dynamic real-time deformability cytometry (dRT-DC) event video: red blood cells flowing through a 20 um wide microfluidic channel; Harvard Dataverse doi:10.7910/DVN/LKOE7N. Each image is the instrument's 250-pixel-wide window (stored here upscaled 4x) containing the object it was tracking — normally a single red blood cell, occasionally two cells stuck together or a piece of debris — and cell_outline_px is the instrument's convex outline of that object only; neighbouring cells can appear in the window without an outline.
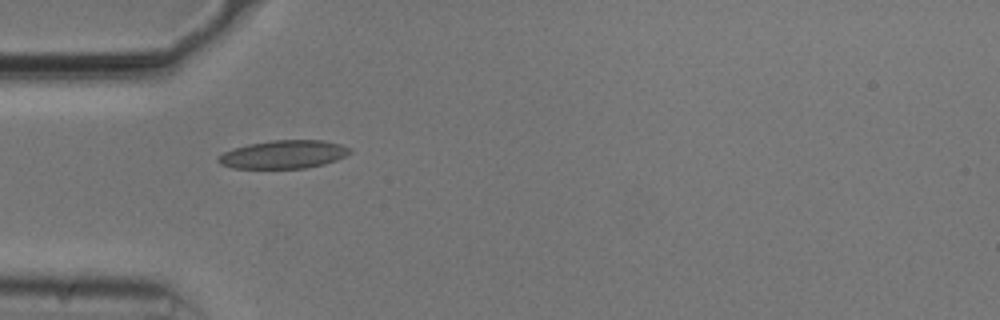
{"species": "common noctule bat (a hibernating species)", "species_latin": "Nyctalus noctula", "temperature_condition": "cold", "stored_images_in_passage": 20, "camera_frame_rate_fps": 3000, "um_per_image_px": 0.085, "animal": {"sex": "male", "body_mass_g": 20.5, "forearm_length_mm": 52.5}, "frame": {"image": 1, "passage_image": 1, "time_ms": 0.0, "image_size_px": [1000, 320], "cell_outline_px": [[352, 152], [336, 160], [324, 164], [304, 168], [232, 168], [220, 164], [216, 160], [216, 156], [232, 148], [248, 144], [272, 140], [324, 140], [340, 144], [352, 148]], "centroid_in_image_um": [24.08, 13.12], "position_along_channel_um": 60.9, "area_um2": 21.79}}
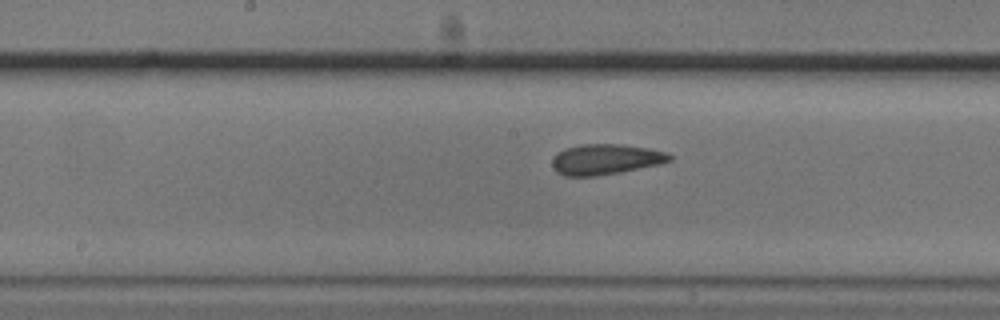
{"frame": {"image": 2, "passage_image": 12, "time_ms": 3.667, "image_size_px": [1000, 320], "cell_outline_px": [[672, 160], [660, 164], [620, 172], [596, 176], [564, 176], [556, 172], [552, 168], [552, 160], [556, 152], [564, 148], [580, 144], [624, 144], [648, 148], [668, 152], [672, 156]], "centroid_in_image_um": [51.45, 13.53], "position_along_channel_um": 196.7, "area_um2": 21.15}}
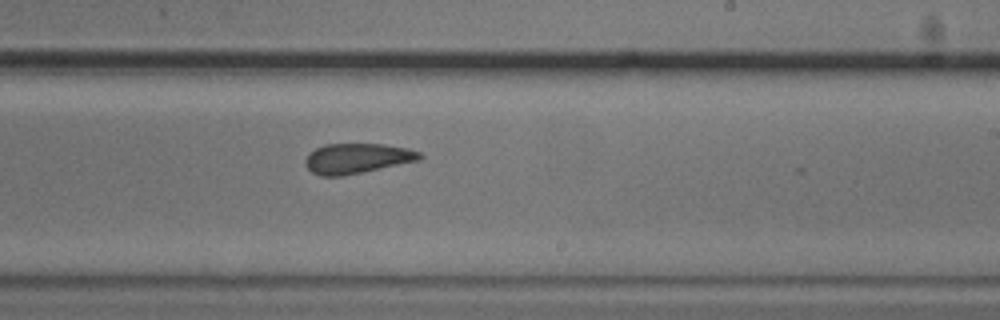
{"frame": {"image": 3, "passage_image": 17, "time_ms": 5.333, "image_size_px": [1000, 320], "cell_outline_px": [[424, 156], [420, 160], [344, 176], [320, 176], [312, 172], [304, 164], [304, 160], [316, 148], [324, 144], [384, 144], [408, 148], [420, 152]], "centroid_in_image_um": [30.37, 13.47], "position_along_channel_um": 258.6, "area_um2": 20.11}}